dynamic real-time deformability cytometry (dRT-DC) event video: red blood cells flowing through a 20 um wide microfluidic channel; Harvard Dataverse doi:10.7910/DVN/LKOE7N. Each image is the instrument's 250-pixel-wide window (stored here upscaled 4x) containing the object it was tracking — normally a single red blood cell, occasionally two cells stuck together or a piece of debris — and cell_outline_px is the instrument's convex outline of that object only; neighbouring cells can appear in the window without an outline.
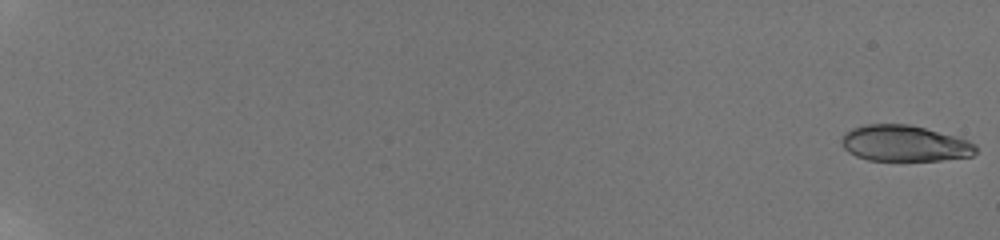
{"species": "human", "species_latin": "Homo sapiens", "temperature_condition": "room temperature", "stored_images_in_passage": 59, "camera_frame_rate_fps": 3000, "um_per_image_px": 0.085, "donor": {"sex": "male"}, "frame": {"image": 1, "passage_image": 1, "time_ms": 0.0, "image_size_px": [1000, 240], "cell_outline_px": [[976, 152], [972, 156], [940, 160], [868, 160], [856, 156], [848, 152], [844, 148], [844, 132], [852, 128], [868, 124], [908, 124], [924, 128], [968, 140], [976, 144]], "centroid_in_image_um": [76.9, 12.19], "position_along_channel_um": 8.1, "area_um2": 27.86}}
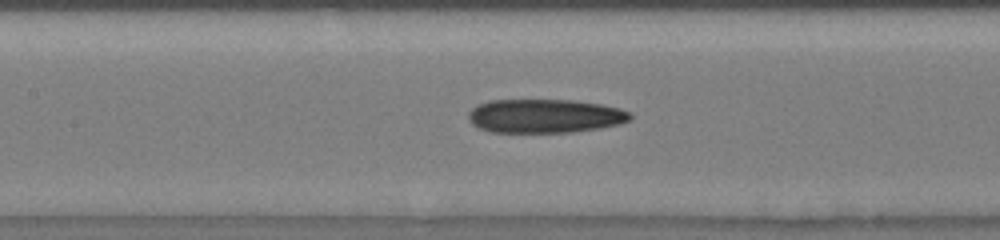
{"frame": {"image": 2, "passage_image": 33, "time_ms": 10.667, "image_size_px": [1000, 240], "cell_outline_px": [[632, 116], [628, 120], [616, 124], [600, 128], [572, 132], [492, 132], [476, 128], [468, 120], [468, 112], [476, 104], [488, 100], [572, 100], [600, 104], [620, 108], [632, 112]], "centroid_in_image_um": [46.25, 9.85], "position_along_channel_um": 161.1, "area_um2": 32.08}}
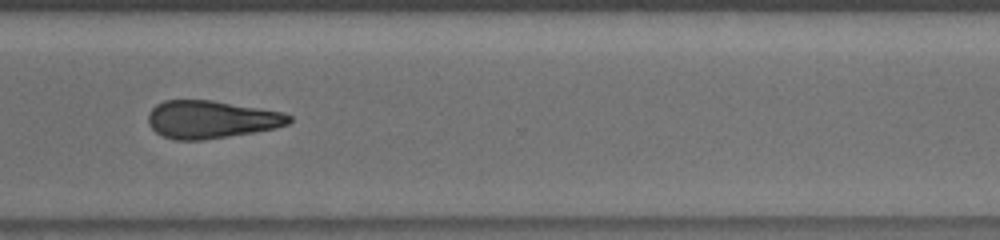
{"frame": {"image": 3, "passage_image": 48, "time_ms": 15.667, "image_size_px": [1000, 240], "cell_outline_px": [[292, 120], [288, 124], [276, 128], [204, 140], [176, 140], [164, 136], [156, 132], [148, 124], [148, 112], [156, 104], [164, 100], [212, 100], [284, 112], [292, 116]], "centroid_in_image_um": [17.95, 10.14], "position_along_channel_um": 352.7, "area_um2": 31.04}, "authors_computed_cell_mechanics": {"area_um2": 30.5184, "velocity_mm_per_s": 3.8376, "shape_relaxation_time_tau1_ms": null, "shape_relaxation_time_tau2_ms": 7.3791, "deformation_change_tau1": null, "deformation_change_tau2": 0.1668}}